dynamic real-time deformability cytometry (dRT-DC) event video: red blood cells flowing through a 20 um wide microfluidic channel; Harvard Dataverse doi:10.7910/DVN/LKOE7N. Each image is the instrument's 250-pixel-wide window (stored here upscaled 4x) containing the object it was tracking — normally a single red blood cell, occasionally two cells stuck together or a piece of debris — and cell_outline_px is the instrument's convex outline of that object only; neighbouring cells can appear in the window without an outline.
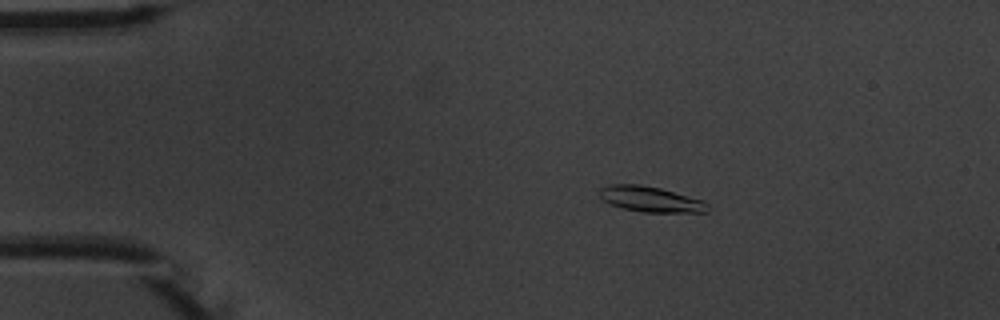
{"species": "common noctule bat (a hibernating species)", "species_latin": "Nyctalus noctula", "temperature_condition": "warm", "stored_images_in_passage": 6, "camera_frame_rate_fps": 3000, "um_per_image_px": 0.085, "animal": {"sex": "male", "body_mass_g": 20.1, "forearm_length_mm": 53.5}, "frame": {"image": 1, "passage_image": 3, "time_ms": 2.333, "image_size_px": [1000, 320], "cell_outline_px": [[708, 212], [644, 212], [624, 208], [612, 204], [604, 200], [600, 196], [600, 188], [608, 184], [640, 184], [660, 188], [704, 200], [708, 204]], "centroid_in_image_um": [55.32, 16.92], "position_along_channel_um": 29.7, "area_um2": 15.95}}
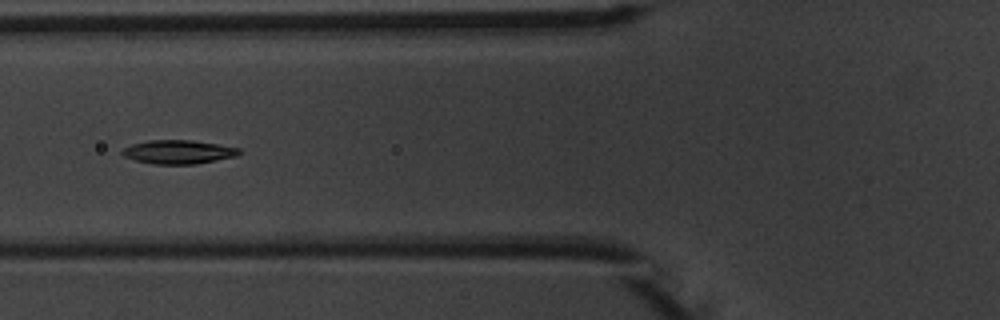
{"frame": {"image": 2, "passage_image": 6, "time_ms": 6.0, "image_size_px": [1000, 320], "cell_outline_px": [[244, 152], [236, 156], [196, 164], [152, 164], [136, 160], [124, 156], [120, 152], [124, 148], [132, 144], [148, 140], [192, 140], [240, 148]], "centroid_in_image_um": [15.18, 12.91], "position_along_channel_um": 110.6, "area_um2": 16.18}}